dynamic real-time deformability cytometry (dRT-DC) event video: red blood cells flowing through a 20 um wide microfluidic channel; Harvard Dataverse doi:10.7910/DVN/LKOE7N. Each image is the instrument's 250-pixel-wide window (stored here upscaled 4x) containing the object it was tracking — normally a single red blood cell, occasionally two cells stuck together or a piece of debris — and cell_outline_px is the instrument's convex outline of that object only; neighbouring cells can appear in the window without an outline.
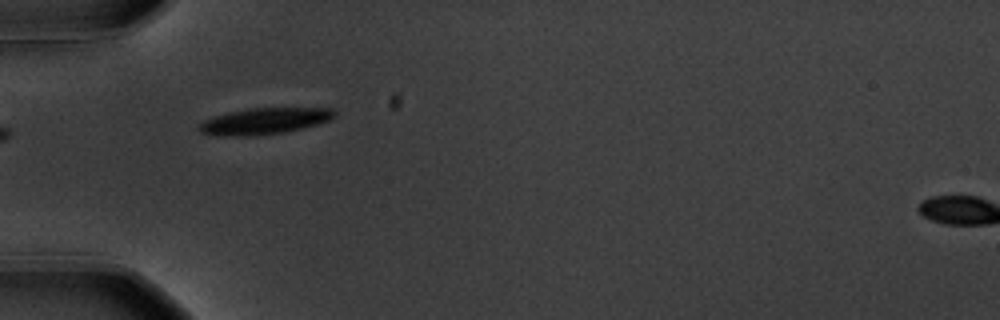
{"species": "common noctule bat (a hibernating species)", "species_latin": "Nyctalus noctula", "temperature_condition": "warm", "stored_images_in_passage": 6, "camera_frame_rate_fps": 3000, "um_per_image_px": 0.085, "animal": {"sex": "male", "body_mass_g": 20.1, "forearm_length_mm": 53.5}, "frame": {"image": 1, "passage_image": 1, "time_ms": 0.0, "image_size_px": [1000, 320], "cell_outline_px": [[336, 116], [328, 120], [316, 124], [284, 132], [256, 136], [216, 136], [200, 132], [196, 128], [204, 120], [212, 116], [228, 112], [248, 108], [336, 108]], "centroid_in_image_um": [22.42, 10.29], "position_along_channel_um": 62.6, "area_um2": 20.92}}